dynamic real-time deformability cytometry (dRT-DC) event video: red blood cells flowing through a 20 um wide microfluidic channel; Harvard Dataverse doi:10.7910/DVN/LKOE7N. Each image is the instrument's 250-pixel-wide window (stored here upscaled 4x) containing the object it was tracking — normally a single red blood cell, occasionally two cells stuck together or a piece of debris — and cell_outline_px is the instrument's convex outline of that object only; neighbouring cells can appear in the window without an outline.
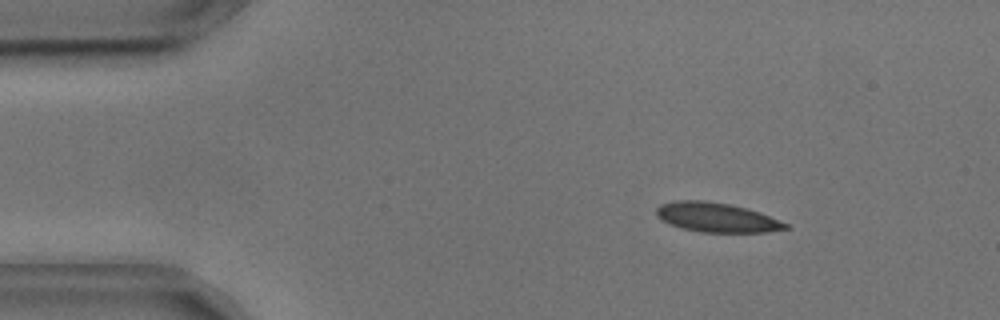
{"species": "common noctule bat (a hibernating species)", "species_latin": "Nyctalus noctula", "temperature_condition": "cold", "stored_images_in_passage": 55, "camera_frame_rate_fps": 3000, "um_per_image_px": 0.085, "animal": {"sex": "male", "body_mass_g": 17.9, "forearm_length_mm": 54.2}, "frame": {"image": 1, "passage_image": 8, "time_ms": 2.333, "image_size_px": [1000, 320], "cell_outline_px": [[788, 228], [768, 232], [700, 232], [680, 228], [668, 224], [656, 216], [656, 208], [660, 204], [676, 200], [704, 200], [728, 204], [760, 212], [788, 224]], "centroid_in_image_um": [60.85, 18.48], "position_along_channel_um": 24.1, "area_um2": 22.14}}
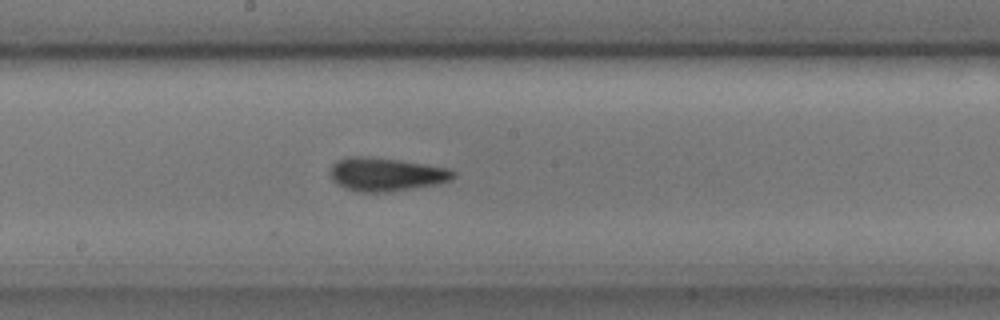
{"frame": {"image": 2, "passage_image": 29, "time_ms": 9.333, "image_size_px": [1000, 320], "cell_outline_px": [[456, 176], [452, 180], [436, 184], [388, 192], [360, 192], [344, 188], [336, 184], [332, 180], [328, 172], [332, 164], [336, 160], [348, 156], [364, 156], [400, 160], [448, 168], [456, 172]], "centroid_in_image_um": [32.77, 14.81], "position_along_channel_um": 215.4, "area_um2": 24.22}}
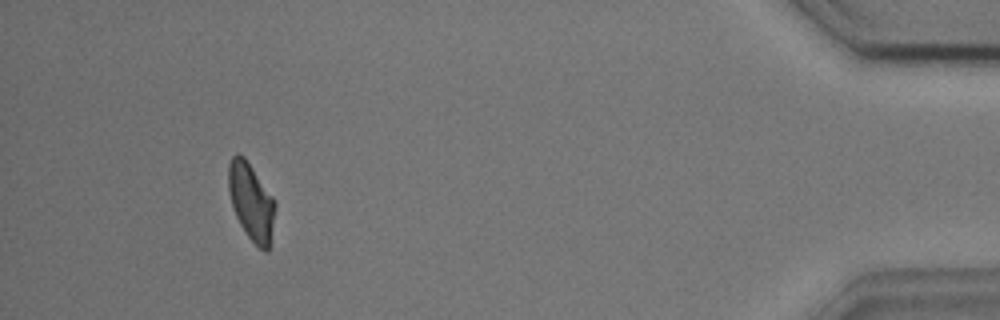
{"frame": {"image": 3, "passage_image": 51, "time_ms": 16.667, "image_size_px": [1000, 320], "cell_outline_px": [[276, 208], [268, 252], [264, 252], [248, 236], [240, 224], [232, 208], [228, 188], [228, 164], [232, 156], [236, 152], [244, 156], [276, 200]], "centroid_in_image_um": [21.35, 17.11], "position_along_channel_um": 413.8, "area_um2": 21.15}, "authors_computed_cell_mechanics": {"area_um2": 21.964, "velocity_mm_per_s": 3.6243, "shape_relaxation_time_tau1_ms": 4.1153, "shape_relaxation_time_tau2_ms": 2.2303, "deformation_change_tau1": 0.1212, "deformation_change_tau2": 0.073}}